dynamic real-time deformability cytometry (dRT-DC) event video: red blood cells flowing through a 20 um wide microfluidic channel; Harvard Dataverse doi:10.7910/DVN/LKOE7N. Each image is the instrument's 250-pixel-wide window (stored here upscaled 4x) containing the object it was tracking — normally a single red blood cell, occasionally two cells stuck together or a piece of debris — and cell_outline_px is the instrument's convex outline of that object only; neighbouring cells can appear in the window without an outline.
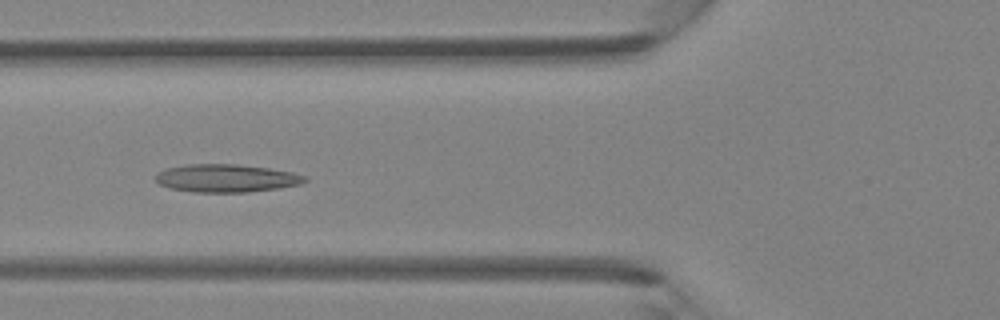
{"species": "Egyptian fruit bat (a non-hibernating species)", "species_latin": "Rousettus aegyptiacus", "temperature_condition": "room temperature", "stored_images_in_passage": 44, "camera_frame_rate_fps": 3000, "um_per_image_px": 0.085, "animal": {"sex": "female"}, "frame": {"image": 1, "passage_image": 16, "time_ms": 5.0, "image_size_px": [1000, 320], "cell_outline_px": [[308, 180], [300, 184], [280, 188], [248, 192], [192, 192], [172, 188], [160, 184], [156, 180], [156, 172], [168, 168], [184, 164], [240, 164], [268, 168], [292, 172], [308, 176]], "centroid_in_image_um": [19.27, 15.14], "position_along_channel_um": 106.5, "area_um2": 24.39}}
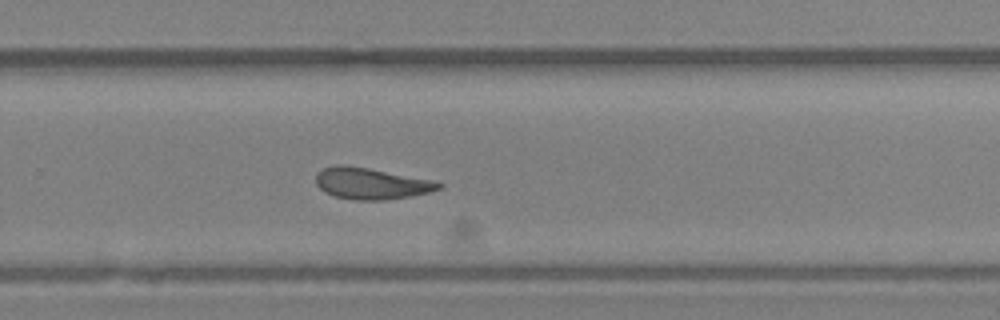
{"frame": {"image": 2, "passage_image": 29, "time_ms": 9.333, "image_size_px": [1000, 320], "cell_outline_px": [[444, 184], [440, 188], [428, 192], [408, 196], [384, 200], [352, 200], [336, 196], [324, 192], [316, 184], [316, 172], [324, 168], [336, 164], [344, 164], [368, 168], [436, 180]], "centroid_in_image_um": [31.53, 15.58], "position_along_channel_um": 298.3, "area_um2": 22.54}}
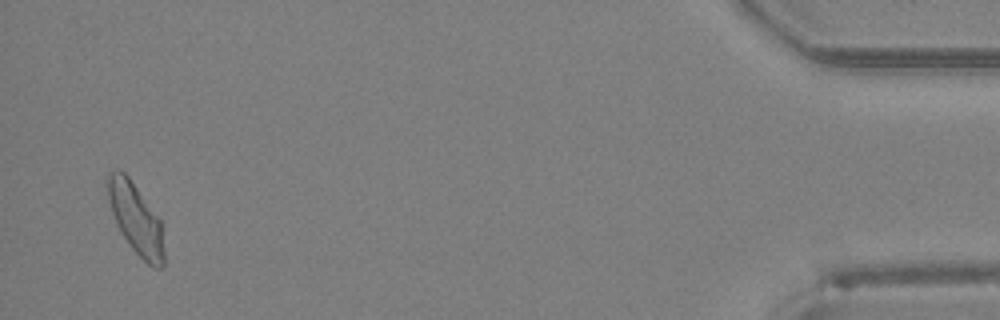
{"frame": {"image": 3, "passage_image": 43, "time_ms": 14.0, "image_size_px": [1000, 320], "cell_outline_px": [[164, 268], [152, 268], [132, 248], [120, 232], [116, 224], [108, 200], [104, 176], [108, 172], [116, 168], [120, 168], [128, 176], [160, 220], [164, 252]], "centroid_in_image_um": [11.49, 18.54], "position_along_channel_um": 423.7, "area_um2": 23.35}}